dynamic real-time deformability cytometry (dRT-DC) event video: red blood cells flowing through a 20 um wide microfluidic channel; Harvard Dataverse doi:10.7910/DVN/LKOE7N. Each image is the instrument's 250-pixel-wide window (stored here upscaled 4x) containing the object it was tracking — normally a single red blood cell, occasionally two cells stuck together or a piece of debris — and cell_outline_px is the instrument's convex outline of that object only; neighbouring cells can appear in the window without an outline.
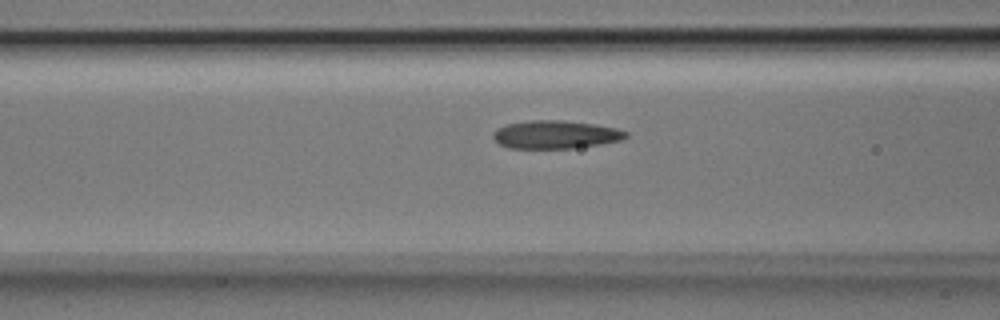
{"species": "Egyptian fruit bat (a non-hibernating species)", "species_latin": "Rousettus aegyptiacus", "temperature_condition": "room temperature", "stored_images_in_passage": 38, "camera_frame_rate_fps": 3000, "um_per_image_px": 0.085, "animal": {"sex": "male"}, "frame": {"image": 1, "passage_image": 15, "time_ms": 4.667, "image_size_px": [1000, 320], "cell_outline_px": [[628, 136], [624, 140], [600, 144], [572, 148], [508, 148], [500, 144], [492, 136], [492, 132], [496, 128], [508, 124], [528, 120], [564, 120], [596, 124], [616, 128], [628, 132]], "centroid_in_image_um": [47.23, 11.43], "position_along_channel_um": 119.4, "area_um2": 21.91}}
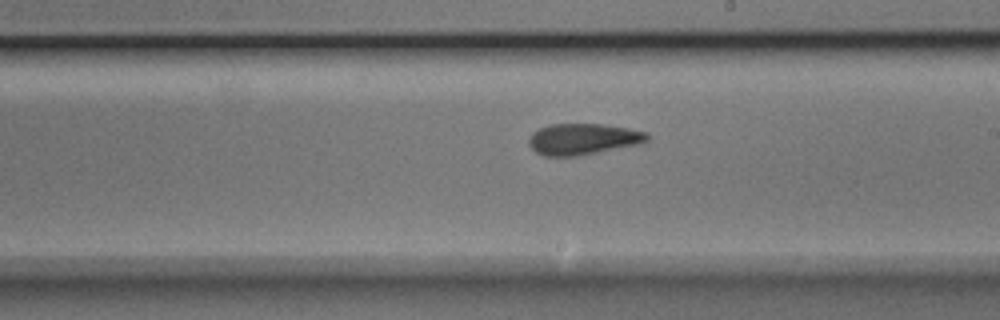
{"frame": {"image": 2, "passage_image": 24, "time_ms": 7.667, "image_size_px": [1000, 320], "cell_outline_px": [[652, 136], [648, 140], [640, 144], [580, 156], [544, 156], [536, 152], [528, 144], [528, 140], [532, 132], [548, 124], [604, 124], [628, 128], [648, 132]], "centroid_in_image_um": [49.59, 11.82], "position_along_channel_um": 239.4, "area_um2": 21.85}}
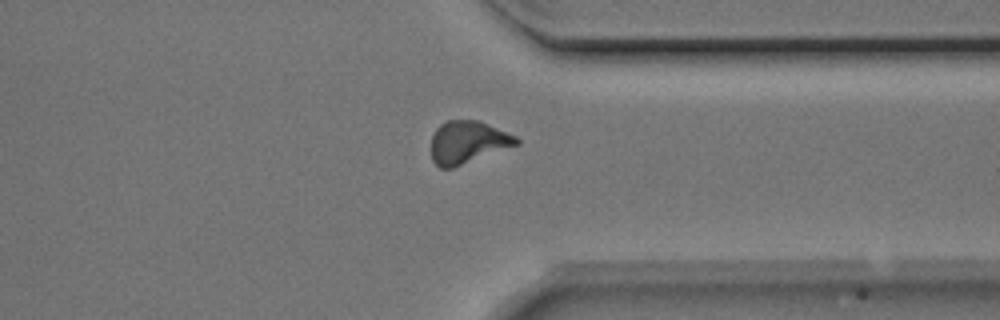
{"frame": {"image": 3, "passage_image": 34, "time_ms": 11.0, "image_size_px": [1000, 320], "cell_outline_px": [[520, 144], [452, 168], [440, 168], [432, 160], [432, 136], [436, 128], [440, 124], [448, 120], [480, 120], [516, 136], [520, 140]], "centroid_in_image_um": [39.77, 12.08], "position_along_channel_um": 371.6, "area_um2": 21.15}}